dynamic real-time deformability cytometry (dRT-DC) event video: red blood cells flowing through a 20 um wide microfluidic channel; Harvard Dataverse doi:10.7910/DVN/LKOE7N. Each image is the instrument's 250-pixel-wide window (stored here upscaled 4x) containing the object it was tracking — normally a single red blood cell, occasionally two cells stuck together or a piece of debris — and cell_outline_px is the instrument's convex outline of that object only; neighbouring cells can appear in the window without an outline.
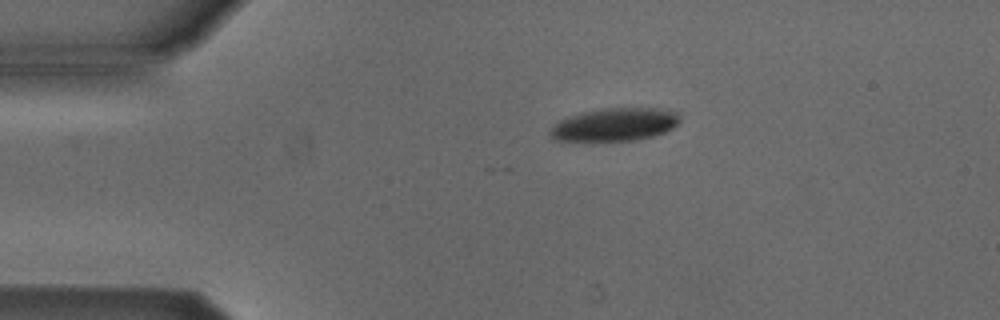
{"species": "Egyptian fruit bat (a non-hibernating species)", "species_latin": "Rousettus aegyptiacus", "temperature_condition": "cold", "stored_images_in_passage": 4, "camera_frame_rate_fps": 3000, "um_per_image_px": 0.085, "animal": {"sex": "male"}, "frame": {"image": 1, "passage_image": 1, "time_ms": 0.0, "image_size_px": [1000, 320], "cell_outline_px": [[680, 120], [672, 128], [664, 132], [652, 136], [636, 140], [556, 140], [548, 132], [560, 120], [568, 116], [580, 112], [600, 108], [656, 108], [676, 112], [680, 116]], "centroid_in_image_um": [52.26, 10.57], "position_along_channel_um": 32.7, "area_um2": 24.62}}